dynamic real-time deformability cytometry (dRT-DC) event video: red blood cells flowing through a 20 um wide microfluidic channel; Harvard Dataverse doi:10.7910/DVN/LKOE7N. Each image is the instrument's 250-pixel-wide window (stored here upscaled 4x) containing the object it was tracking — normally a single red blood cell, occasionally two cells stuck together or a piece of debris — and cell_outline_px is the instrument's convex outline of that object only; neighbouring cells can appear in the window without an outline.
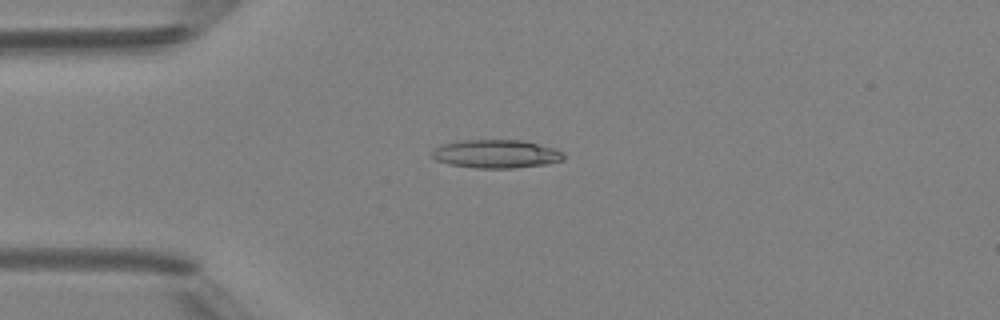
{"species": "Egyptian fruit bat (a non-hibernating species)", "species_latin": "Rousettus aegyptiacus", "temperature_condition": "room temperature", "stored_images_in_passage": 4, "camera_frame_rate_fps": 3000, "um_per_image_px": 0.085, "animal": {"sex": "female"}, "frame": {"image": 1, "passage_image": 4, "time_ms": 3.333, "image_size_px": [1000, 320], "cell_outline_px": [[564, 160], [548, 164], [512, 168], [476, 168], [452, 164], [436, 160], [432, 156], [432, 152], [440, 144], [460, 140], [524, 140], [556, 148], [564, 152]], "centroid_in_image_um": [42.23, 13.07], "position_along_channel_um": 42.8, "area_um2": 21.91}}